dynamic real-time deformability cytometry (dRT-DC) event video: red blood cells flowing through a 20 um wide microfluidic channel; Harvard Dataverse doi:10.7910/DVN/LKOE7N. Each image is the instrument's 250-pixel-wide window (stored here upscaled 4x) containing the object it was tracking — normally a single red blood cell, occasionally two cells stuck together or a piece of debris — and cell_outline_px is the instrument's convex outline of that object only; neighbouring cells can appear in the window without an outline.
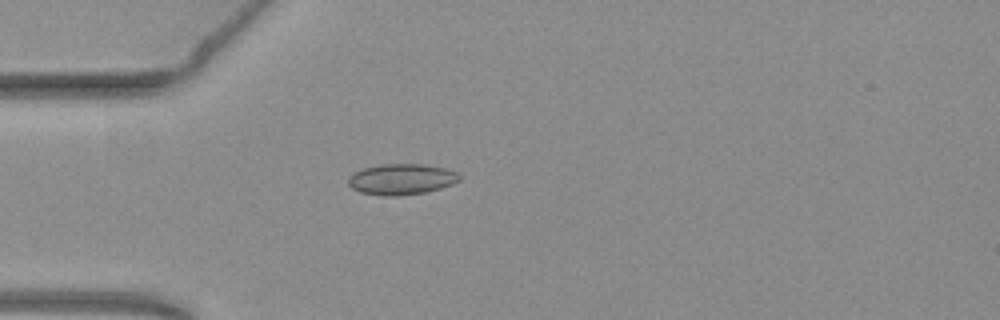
{"species": "common noctule bat (a hibernating species)", "species_latin": "Nyctalus noctula", "temperature_condition": "warm", "stored_images_in_passage": 36, "camera_frame_rate_fps": 3000, "um_per_image_px": 0.085, "animal": {"sex": "female", "body_mass_g": 19.3, "forearm_length_mm": 54.1}, "frame": {"image": 1, "passage_image": 3, "time_ms": 0.667, "image_size_px": [1000, 320], "cell_outline_px": [[460, 180], [452, 184], [440, 188], [424, 192], [396, 196], [384, 196], [360, 192], [352, 188], [348, 184], [348, 176], [352, 172], [364, 168], [380, 164], [424, 164], [444, 168], [456, 172], [460, 176]], "centroid_in_image_um": [34.08, 15.23], "position_along_channel_um": 50.9, "area_um2": 20.0}}
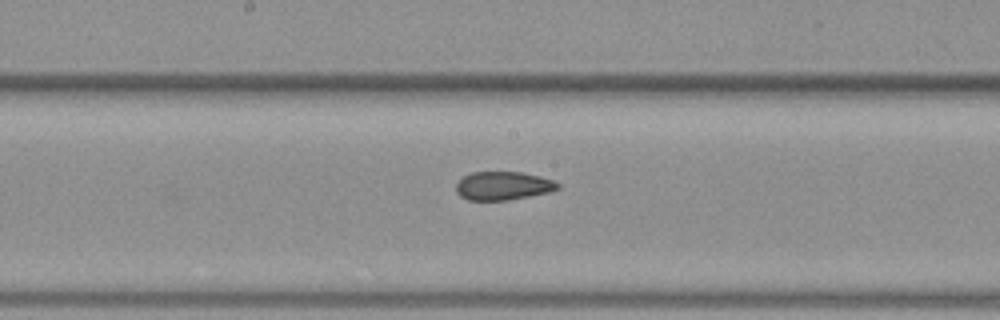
{"frame": {"image": 2, "passage_image": 16, "time_ms": 5.0, "image_size_px": [1000, 320], "cell_outline_px": [[560, 188], [548, 192], [508, 200], [468, 200], [460, 196], [456, 192], [456, 184], [464, 176], [472, 172], [520, 172], [540, 176], [552, 180], [560, 184]], "centroid_in_image_um": [42.75, 15.79], "position_along_channel_um": 205.5, "area_um2": 16.76}}
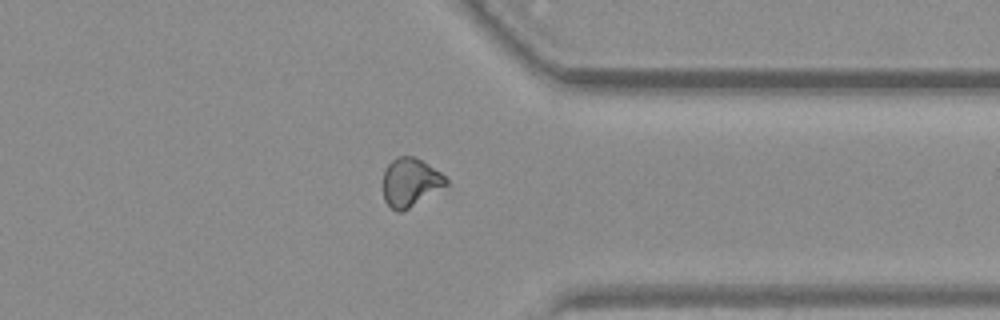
{"frame": {"image": 3, "passage_image": 30, "time_ms": 9.667, "image_size_px": [1000, 320], "cell_outline_px": [[448, 184], [408, 208], [400, 212], [396, 212], [384, 200], [384, 172], [388, 164], [396, 156], [412, 156], [428, 164], [440, 172], [448, 180]], "centroid_in_image_um": [34.86, 15.48], "position_along_channel_um": 376.5, "area_um2": 17.4}, "authors_computed_cell_mechanics": {"area_um2": 17.3978, "velocity_mm_per_s": 3.7843, "shape_relaxation_time_tau1_ms": null, "shape_relaxation_time_tau2_ms": 1.8914, "deformation_change_tau1": null, "deformation_change_tau2": 0.0542}}